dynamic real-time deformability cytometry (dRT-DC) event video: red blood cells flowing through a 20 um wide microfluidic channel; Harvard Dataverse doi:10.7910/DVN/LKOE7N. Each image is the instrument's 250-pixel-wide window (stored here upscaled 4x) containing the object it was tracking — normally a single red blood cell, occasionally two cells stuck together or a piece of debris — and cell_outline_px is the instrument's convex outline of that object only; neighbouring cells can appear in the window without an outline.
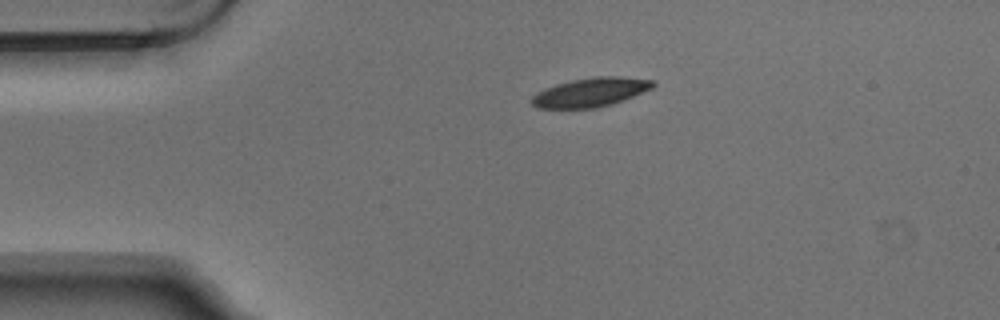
{"species": "Egyptian fruit bat (a non-hibernating species)", "species_latin": "Rousettus aegyptiacus", "temperature_condition": "warm", "stored_images_in_passage": 2, "camera_frame_rate_fps": 3000, "um_per_image_px": 0.085, "animal": {"sex": "male"}, "frame": {"image": 1, "passage_image": 1, "time_ms": 0.0, "image_size_px": [1000, 320], "cell_outline_px": [[656, 84], [652, 88], [612, 104], [596, 108], [536, 108], [532, 104], [532, 96], [536, 92], [556, 84], [572, 80], [596, 76], [620, 76], [652, 80]], "centroid_in_image_um": [50.18, 7.84], "position_along_channel_um": 34.8, "area_um2": 20.35}}